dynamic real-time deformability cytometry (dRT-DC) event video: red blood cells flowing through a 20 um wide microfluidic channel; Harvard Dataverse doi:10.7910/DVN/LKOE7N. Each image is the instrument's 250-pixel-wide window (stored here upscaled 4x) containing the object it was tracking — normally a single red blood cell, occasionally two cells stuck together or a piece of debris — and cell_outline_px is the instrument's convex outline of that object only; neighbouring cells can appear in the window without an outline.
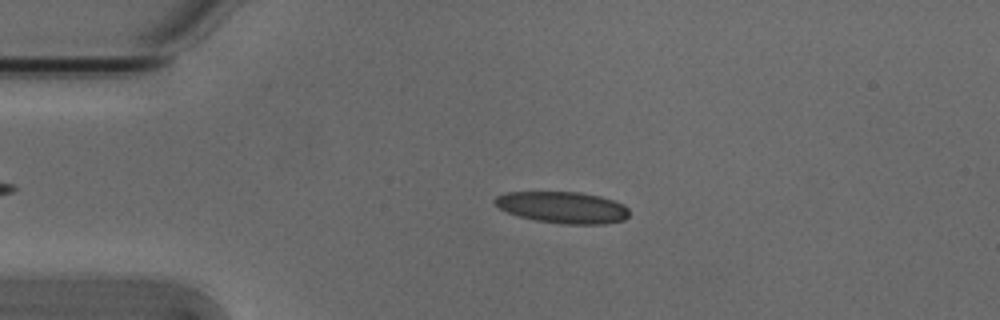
{"species": "Egyptian fruit bat (a non-hibernating species)", "species_latin": "Rousettus aegyptiacus", "temperature_condition": "cold", "stored_images_in_passage": 4, "camera_frame_rate_fps": 3000, "um_per_image_px": 0.085, "animal": {"sex": "male"}, "frame": {"image": 1, "passage_image": 3, "time_ms": 0.667, "image_size_px": [1000, 320], "cell_outline_px": [[628, 216], [624, 220], [604, 224], [564, 224], [536, 220], [520, 216], [508, 212], [500, 208], [492, 200], [496, 196], [508, 192], [580, 192], [600, 196], [624, 204], [628, 208]], "centroid_in_image_um": [47.85, 17.62], "position_along_channel_um": 37.2, "area_um2": 24.62}}